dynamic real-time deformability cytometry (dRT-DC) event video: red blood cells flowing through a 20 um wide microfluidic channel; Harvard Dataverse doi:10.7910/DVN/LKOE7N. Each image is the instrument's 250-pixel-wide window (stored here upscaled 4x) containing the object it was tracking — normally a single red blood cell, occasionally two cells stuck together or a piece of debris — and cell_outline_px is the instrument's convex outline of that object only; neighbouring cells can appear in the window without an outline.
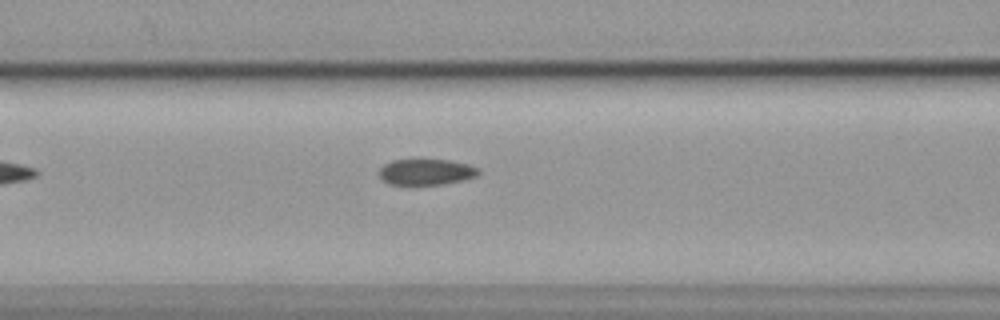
{"species": "common noctule bat (a hibernating species)", "species_latin": "Nyctalus noctula", "temperature_condition": "cold", "stored_images_in_passage": 23, "camera_frame_rate_fps": 3000, "um_per_image_px": 0.085, "animal": {"sex": "female", "body_mass_g": 19.9}, "frame": {"image": 1, "passage_image": 6, "time_ms": 1.667, "image_size_px": [1000, 320], "cell_outline_px": [[480, 172], [476, 176], [464, 180], [444, 184], [412, 188], [388, 184], [376, 172], [384, 164], [392, 160], [448, 160], [468, 164], [480, 168]], "centroid_in_image_um": [36.18, 14.67], "position_along_channel_um": 130.4, "area_um2": 15.84}}
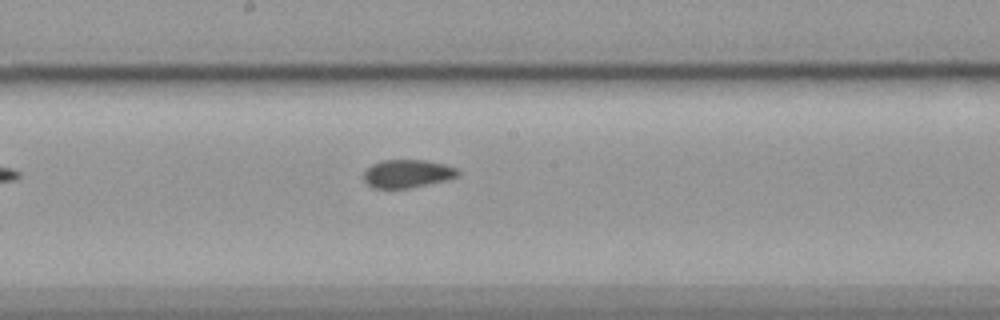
{"frame": {"image": 2, "passage_image": 13, "time_ms": 4.0, "image_size_px": [1000, 320], "cell_outline_px": [[460, 176], [448, 180], [408, 188], [372, 188], [364, 180], [364, 172], [372, 164], [380, 160], [428, 160], [444, 164], [456, 168], [460, 172]], "centroid_in_image_um": [34.65, 14.76], "position_along_channel_um": 213.5, "area_um2": 15.55}}
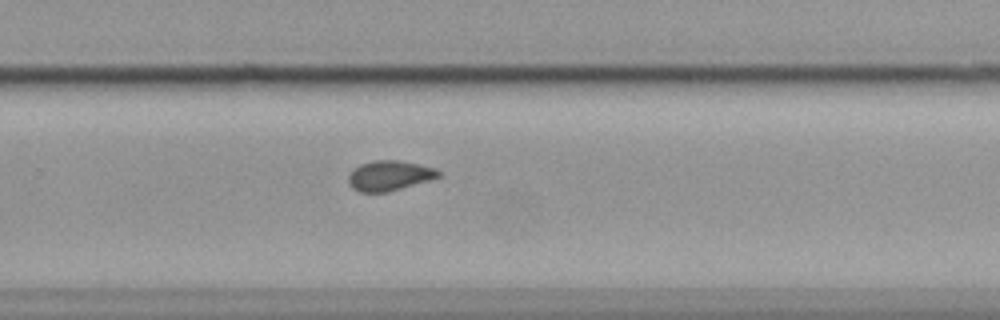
{"frame": {"image": 3, "passage_image": 20, "time_ms": 6.333, "image_size_px": [1000, 320], "cell_outline_px": [[440, 176], [432, 180], [388, 192], [360, 192], [352, 188], [348, 184], [348, 176], [352, 168], [360, 164], [376, 160], [400, 160], [420, 164], [436, 168], [440, 172]], "centroid_in_image_um": [33.1, 14.93], "position_along_channel_um": 296.7, "area_um2": 16.07}}